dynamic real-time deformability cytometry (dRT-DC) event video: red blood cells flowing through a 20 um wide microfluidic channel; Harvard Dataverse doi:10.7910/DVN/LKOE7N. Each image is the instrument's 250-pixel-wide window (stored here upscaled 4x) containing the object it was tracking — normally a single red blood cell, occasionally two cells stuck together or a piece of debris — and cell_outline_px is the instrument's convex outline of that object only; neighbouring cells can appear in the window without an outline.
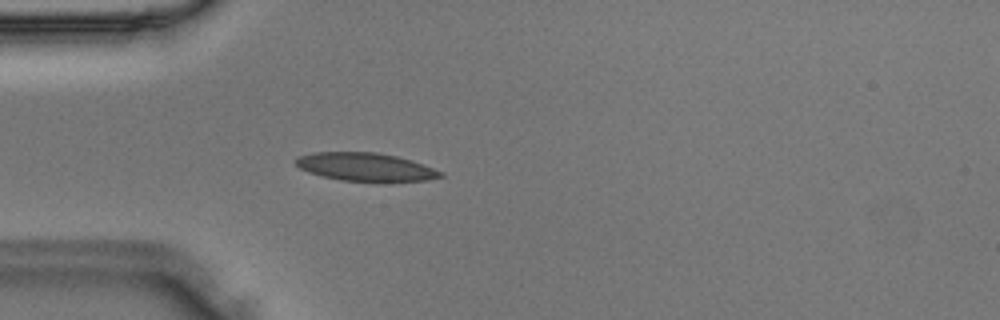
{"species": "Egyptian fruit bat (a non-hibernating species)", "species_latin": "Rousettus aegyptiacus", "temperature_condition": "room temperature", "stored_images_in_passage": 47, "camera_frame_rate_fps": 3000, "um_per_image_px": 0.085, "animal": {"sex": "male"}, "frame": {"image": 1, "passage_image": 13, "time_ms": 4.0, "image_size_px": [1000, 320], "cell_outline_px": [[444, 176], [428, 180], [340, 180], [308, 172], [300, 168], [292, 160], [296, 156], [312, 152], [376, 152], [396, 156], [412, 160], [424, 164], [444, 172]], "centroid_in_image_um": [31.03, 14.16], "position_along_channel_um": 54.0, "area_um2": 23.52}}
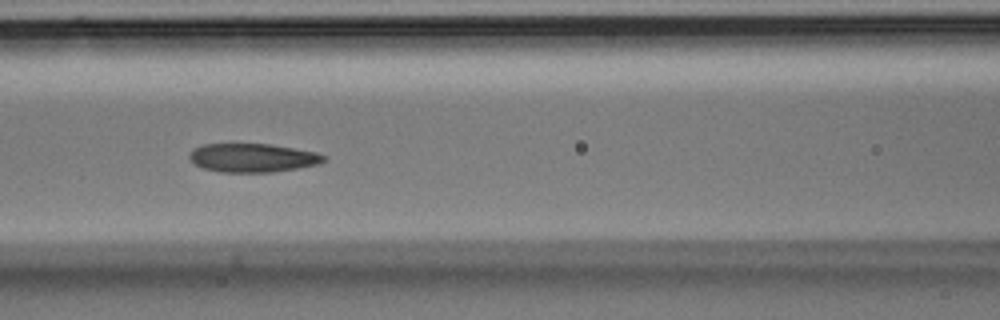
{"frame": {"image": 2, "passage_image": 20, "time_ms": 6.333, "image_size_px": [1000, 320], "cell_outline_px": [[328, 160], [320, 164], [272, 172], [220, 172], [204, 168], [196, 164], [188, 156], [192, 148], [200, 144], [272, 144], [316, 152], [328, 156]], "centroid_in_image_um": [21.51, 13.4], "position_along_channel_um": 145.1, "area_um2": 22.6}}
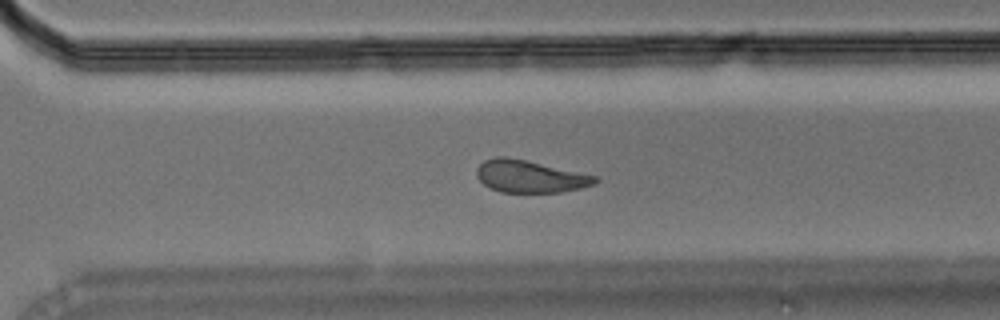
{"frame": {"image": 3, "passage_image": 33, "time_ms": 10.667, "image_size_px": [1000, 320], "cell_outline_px": [[600, 180], [596, 184], [580, 188], [560, 192], [500, 192], [484, 184], [476, 176], [476, 168], [484, 160], [496, 156], [504, 156], [524, 160], [596, 176]], "centroid_in_image_um": [45.02, 15.0], "position_along_channel_um": 325.6, "area_um2": 22.02}}